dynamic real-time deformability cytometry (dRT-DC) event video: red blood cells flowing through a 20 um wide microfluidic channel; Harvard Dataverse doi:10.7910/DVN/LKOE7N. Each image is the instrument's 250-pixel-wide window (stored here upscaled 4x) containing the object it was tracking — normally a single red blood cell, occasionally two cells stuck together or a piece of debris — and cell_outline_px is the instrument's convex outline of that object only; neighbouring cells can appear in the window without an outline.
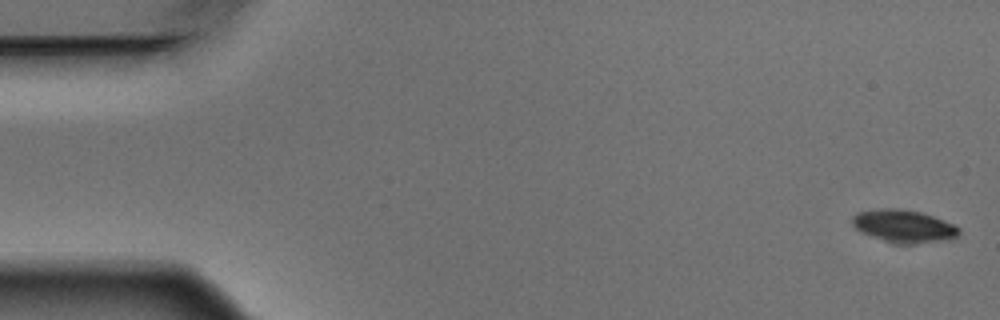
{"species": "Egyptian fruit bat (a non-hibernating species)", "species_latin": "Rousettus aegyptiacus", "temperature_condition": "warm", "stored_images_in_passage": 5, "camera_frame_rate_fps": 3000, "um_per_image_px": 0.085, "animal": {"sex": "male"}, "frame": {"image": 1, "passage_image": 1, "time_ms": 0.0, "image_size_px": [1000, 320], "cell_outline_px": [[960, 232], [956, 236], [940, 240], [908, 244], [896, 244], [860, 232], [852, 224], [852, 216], [856, 212], [880, 208], [900, 208], [920, 212], [932, 216], [952, 224], [960, 228]], "centroid_in_image_um": [76.75, 19.2], "position_along_channel_um": 8.3, "area_um2": 20.06}}
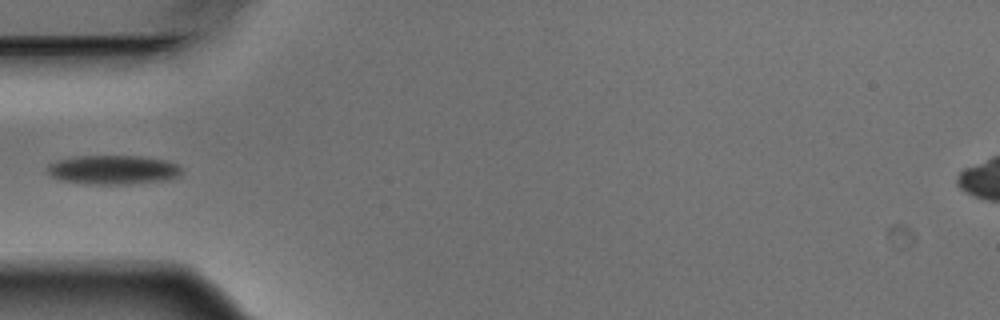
{"frame": {"image": 2, "passage_image": 5, "time_ms": 1.333, "image_size_px": [1000, 320], "cell_outline_px": [[180, 176], [164, 180], [128, 184], [84, 184], [60, 180], [52, 176], [44, 168], [48, 164], [60, 160], [76, 156], [140, 156], [164, 160], [176, 164], [180, 168]], "centroid_in_image_um": [9.56, 14.44], "position_along_channel_um": 75.4, "area_um2": 22.72}}